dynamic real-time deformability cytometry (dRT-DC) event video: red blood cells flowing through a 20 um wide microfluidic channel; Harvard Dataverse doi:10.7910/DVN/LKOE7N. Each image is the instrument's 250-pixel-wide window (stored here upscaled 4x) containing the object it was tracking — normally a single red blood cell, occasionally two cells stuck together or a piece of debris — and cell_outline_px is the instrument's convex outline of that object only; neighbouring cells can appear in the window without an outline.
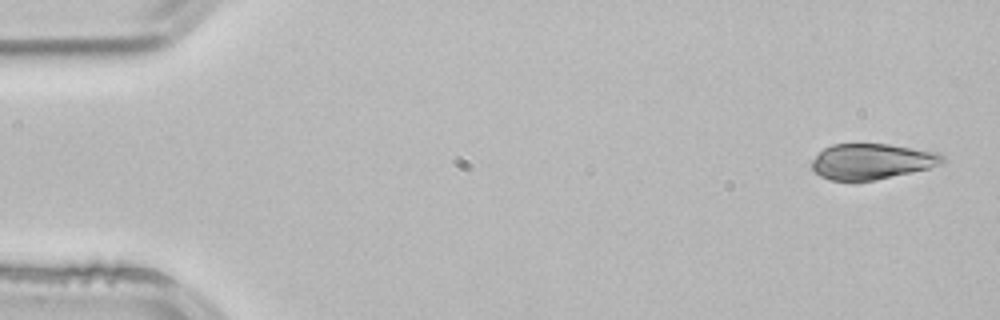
{"species": "common noctule bat (a hibernating species)", "species_latin": "Nyctalus noctula", "temperature_condition": "room temperature", "stored_images_in_passage": 4, "camera_frame_rate_fps": 3000, "um_per_image_px": 0.085, "animal": {"sex": "male", "body_mass_g": 21.5, "forearm_length_mm": 52.0}, "frame": {"image": 1, "passage_image": 1, "time_ms": 0.0, "image_size_px": [1000, 320], "cell_outline_px": [[944, 160], [928, 168], [876, 180], [832, 180], [820, 176], [812, 168], [812, 160], [824, 148], [832, 144], [888, 144], [940, 152], [944, 156]], "centroid_in_image_um": [74.09, 13.71], "position_along_channel_um": 10.9, "area_um2": 26.82}}